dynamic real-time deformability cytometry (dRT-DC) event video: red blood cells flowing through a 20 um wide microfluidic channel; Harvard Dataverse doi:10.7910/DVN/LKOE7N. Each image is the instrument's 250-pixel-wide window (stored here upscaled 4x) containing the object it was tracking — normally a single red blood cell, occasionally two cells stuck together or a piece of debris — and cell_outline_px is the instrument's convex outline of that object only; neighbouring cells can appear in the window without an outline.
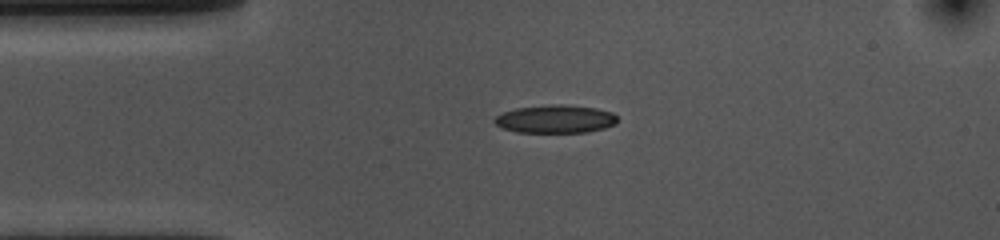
{"species": "common noctule bat (a hibernating species)", "species_latin": "Nyctalus noctula", "temperature_condition": "cold", "stored_images_in_passage": 44, "camera_frame_rate_fps": 3000, "um_per_image_px": 0.085, "animal": {"sex": "female", "body_mass_g": 10.0, "forearm_length_mm": 53.1}, "frame": {"image": 1, "passage_image": 1, "time_ms": 0.0, "image_size_px": [1000, 240], "cell_outline_px": [[616, 124], [604, 128], [588, 132], [516, 132], [500, 128], [492, 120], [496, 116], [504, 112], [516, 108], [552, 104], [564, 104], [596, 108], [612, 112], [616, 116]], "centroid_in_image_um": [47.19, 10.12], "position_along_channel_um": 37.8, "area_um2": 20.17}}
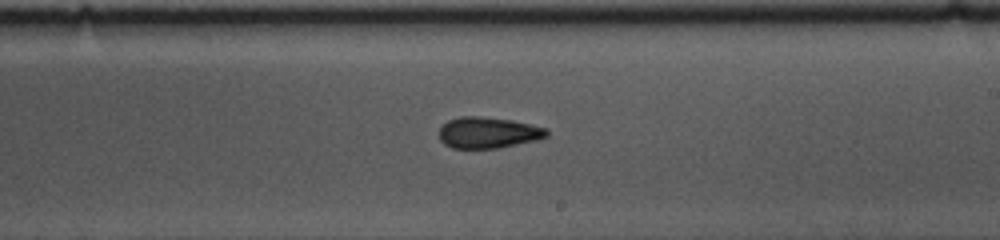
{"frame": {"image": 2, "passage_image": 20, "time_ms": 6.333, "image_size_px": [1000, 240], "cell_outline_px": [[548, 136], [536, 140], [496, 148], [452, 148], [444, 144], [440, 140], [440, 128], [448, 120], [460, 116], [480, 116], [512, 120], [548, 128]], "centroid_in_image_um": [41.49, 11.26], "position_along_channel_um": 247.5, "area_um2": 19.48}}
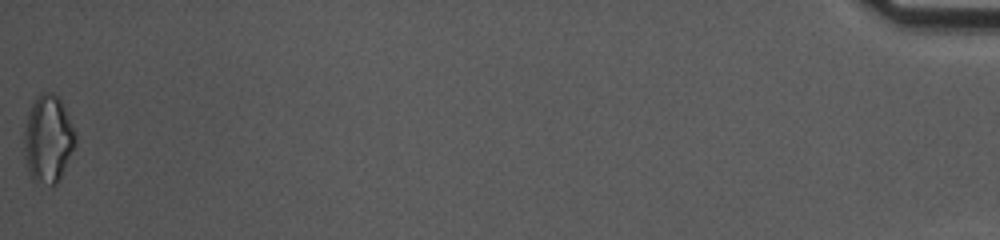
{"frame": {"image": 3, "passage_image": 44, "time_ms": 14.333, "image_size_px": [1000, 240], "cell_outline_px": [[76, 144], [60, 180], [56, 184], [48, 184], [32, 180], [28, 172], [24, 156], [24, 132], [28, 112], [32, 104], [40, 92], [52, 92], [60, 100], [64, 108], [76, 136]], "centroid_in_image_um": [4.07, 11.84], "position_along_channel_um": 431.1, "area_um2": 26.07}, "authors_computed_cell_mechanics": {"area_um2": 19.4786, "velocity_mm_per_s": 3.6221, "shape_relaxation_time_tau1_ms": 9.2556, "shape_relaxation_time_tau2_ms": 5.6656, "deformation_change_tau1": 0.1638, "deformation_change_tau2": 0.1313}}